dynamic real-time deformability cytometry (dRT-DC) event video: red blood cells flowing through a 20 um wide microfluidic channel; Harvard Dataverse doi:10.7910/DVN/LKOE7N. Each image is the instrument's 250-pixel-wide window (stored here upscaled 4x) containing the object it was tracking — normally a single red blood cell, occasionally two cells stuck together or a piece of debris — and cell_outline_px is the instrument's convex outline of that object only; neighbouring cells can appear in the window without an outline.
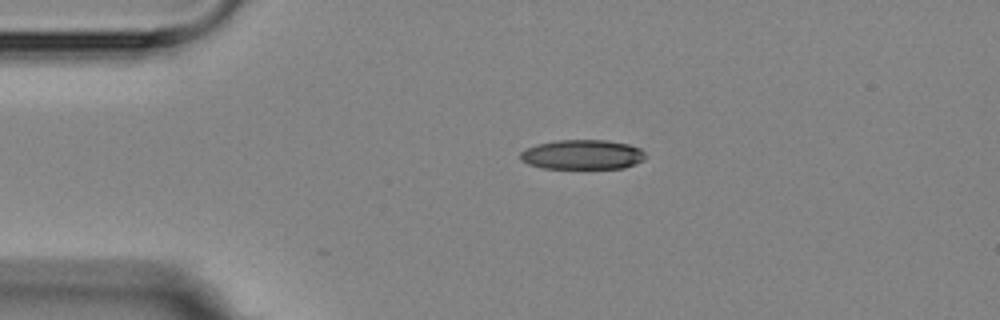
{"species": "Egyptian fruit bat (a non-hibernating species)", "species_latin": "Rousettus aegyptiacus", "temperature_condition": "room temperature", "stored_images_in_passage": 2, "camera_frame_rate_fps": 3000, "um_per_image_px": 0.085, "animal": {"sex": "female"}, "frame": {"image": 1, "passage_image": 1, "time_ms": 0.0, "image_size_px": [1000, 320], "cell_outline_px": [[644, 160], [636, 164], [624, 168], [540, 168], [528, 164], [520, 160], [520, 152], [536, 144], [556, 140], [608, 140], [628, 144], [640, 148], [644, 152]], "centroid_in_image_um": [49.5, 13.14], "position_along_channel_um": 35.5, "area_um2": 21.73}}